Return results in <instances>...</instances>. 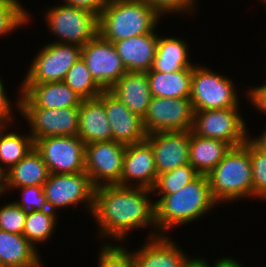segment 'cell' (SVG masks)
Returning <instances> with one entry per match:
<instances>
[{
    "instance_id": "43",
    "label": "cell",
    "mask_w": 266,
    "mask_h": 267,
    "mask_svg": "<svg viewBox=\"0 0 266 267\" xmlns=\"http://www.w3.org/2000/svg\"><path fill=\"white\" fill-rule=\"evenodd\" d=\"M259 149L266 153V129L259 137L249 138Z\"/></svg>"
},
{
    "instance_id": "1",
    "label": "cell",
    "mask_w": 266,
    "mask_h": 267,
    "mask_svg": "<svg viewBox=\"0 0 266 267\" xmlns=\"http://www.w3.org/2000/svg\"><path fill=\"white\" fill-rule=\"evenodd\" d=\"M150 195L152 190L142 187L117 184L95 187L91 213L100 236L121 242L136 228L154 226L156 230L155 203Z\"/></svg>"
},
{
    "instance_id": "35",
    "label": "cell",
    "mask_w": 266,
    "mask_h": 267,
    "mask_svg": "<svg viewBox=\"0 0 266 267\" xmlns=\"http://www.w3.org/2000/svg\"><path fill=\"white\" fill-rule=\"evenodd\" d=\"M27 211L15 202L0 207V229L23 235Z\"/></svg>"
},
{
    "instance_id": "20",
    "label": "cell",
    "mask_w": 266,
    "mask_h": 267,
    "mask_svg": "<svg viewBox=\"0 0 266 267\" xmlns=\"http://www.w3.org/2000/svg\"><path fill=\"white\" fill-rule=\"evenodd\" d=\"M158 39V34L153 32L114 43L128 72H147L152 69Z\"/></svg>"
},
{
    "instance_id": "34",
    "label": "cell",
    "mask_w": 266,
    "mask_h": 267,
    "mask_svg": "<svg viewBox=\"0 0 266 267\" xmlns=\"http://www.w3.org/2000/svg\"><path fill=\"white\" fill-rule=\"evenodd\" d=\"M98 267H135L132 253L122 247L121 244H104L100 248Z\"/></svg>"
},
{
    "instance_id": "30",
    "label": "cell",
    "mask_w": 266,
    "mask_h": 267,
    "mask_svg": "<svg viewBox=\"0 0 266 267\" xmlns=\"http://www.w3.org/2000/svg\"><path fill=\"white\" fill-rule=\"evenodd\" d=\"M63 82L82 99H93L103 92V89L92 78L82 57L71 66Z\"/></svg>"
},
{
    "instance_id": "38",
    "label": "cell",
    "mask_w": 266,
    "mask_h": 267,
    "mask_svg": "<svg viewBox=\"0 0 266 267\" xmlns=\"http://www.w3.org/2000/svg\"><path fill=\"white\" fill-rule=\"evenodd\" d=\"M64 4L94 13L97 17L110 0H63Z\"/></svg>"
},
{
    "instance_id": "2",
    "label": "cell",
    "mask_w": 266,
    "mask_h": 267,
    "mask_svg": "<svg viewBox=\"0 0 266 267\" xmlns=\"http://www.w3.org/2000/svg\"><path fill=\"white\" fill-rule=\"evenodd\" d=\"M159 196L154 202L157 232L149 238L165 236V231L199 219L218 204L212 196L207 175H199L176 193Z\"/></svg>"
},
{
    "instance_id": "25",
    "label": "cell",
    "mask_w": 266,
    "mask_h": 267,
    "mask_svg": "<svg viewBox=\"0 0 266 267\" xmlns=\"http://www.w3.org/2000/svg\"><path fill=\"white\" fill-rule=\"evenodd\" d=\"M146 73L153 97L190 98L193 67L170 73L155 70Z\"/></svg>"
},
{
    "instance_id": "15",
    "label": "cell",
    "mask_w": 266,
    "mask_h": 267,
    "mask_svg": "<svg viewBox=\"0 0 266 267\" xmlns=\"http://www.w3.org/2000/svg\"><path fill=\"white\" fill-rule=\"evenodd\" d=\"M98 97L103 101L113 141L128 145L146 140L143 118L132 113L110 90H103Z\"/></svg>"
},
{
    "instance_id": "42",
    "label": "cell",
    "mask_w": 266,
    "mask_h": 267,
    "mask_svg": "<svg viewBox=\"0 0 266 267\" xmlns=\"http://www.w3.org/2000/svg\"><path fill=\"white\" fill-rule=\"evenodd\" d=\"M9 188L8 170L0 168V195L4 194ZM4 192V193H3Z\"/></svg>"
},
{
    "instance_id": "44",
    "label": "cell",
    "mask_w": 266,
    "mask_h": 267,
    "mask_svg": "<svg viewBox=\"0 0 266 267\" xmlns=\"http://www.w3.org/2000/svg\"><path fill=\"white\" fill-rule=\"evenodd\" d=\"M208 264L204 258H191V261L186 267H208Z\"/></svg>"
},
{
    "instance_id": "6",
    "label": "cell",
    "mask_w": 266,
    "mask_h": 267,
    "mask_svg": "<svg viewBox=\"0 0 266 267\" xmlns=\"http://www.w3.org/2000/svg\"><path fill=\"white\" fill-rule=\"evenodd\" d=\"M45 13L48 29L59 40L54 43L76 44L82 47L98 34V17L92 12L63 3L49 8Z\"/></svg>"
},
{
    "instance_id": "39",
    "label": "cell",
    "mask_w": 266,
    "mask_h": 267,
    "mask_svg": "<svg viewBox=\"0 0 266 267\" xmlns=\"http://www.w3.org/2000/svg\"><path fill=\"white\" fill-rule=\"evenodd\" d=\"M1 79L0 77V126H8L10 123L12 124V119L14 121L11 109V105L13 104H11L10 99L6 95L5 87Z\"/></svg>"
},
{
    "instance_id": "29",
    "label": "cell",
    "mask_w": 266,
    "mask_h": 267,
    "mask_svg": "<svg viewBox=\"0 0 266 267\" xmlns=\"http://www.w3.org/2000/svg\"><path fill=\"white\" fill-rule=\"evenodd\" d=\"M57 225L56 212L48 209L28 211L23 236L37 249L38 243L47 242Z\"/></svg>"
},
{
    "instance_id": "7",
    "label": "cell",
    "mask_w": 266,
    "mask_h": 267,
    "mask_svg": "<svg viewBox=\"0 0 266 267\" xmlns=\"http://www.w3.org/2000/svg\"><path fill=\"white\" fill-rule=\"evenodd\" d=\"M239 107L194 111L191 131L201 137L222 140L231 147L243 145L250 136Z\"/></svg>"
},
{
    "instance_id": "14",
    "label": "cell",
    "mask_w": 266,
    "mask_h": 267,
    "mask_svg": "<svg viewBox=\"0 0 266 267\" xmlns=\"http://www.w3.org/2000/svg\"><path fill=\"white\" fill-rule=\"evenodd\" d=\"M81 57L103 90H109L127 72L114 43L99 34L82 46Z\"/></svg>"
},
{
    "instance_id": "17",
    "label": "cell",
    "mask_w": 266,
    "mask_h": 267,
    "mask_svg": "<svg viewBox=\"0 0 266 267\" xmlns=\"http://www.w3.org/2000/svg\"><path fill=\"white\" fill-rule=\"evenodd\" d=\"M156 179L157 168L150 143L144 140L126 145L122 175L117 185L152 189Z\"/></svg>"
},
{
    "instance_id": "18",
    "label": "cell",
    "mask_w": 266,
    "mask_h": 267,
    "mask_svg": "<svg viewBox=\"0 0 266 267\" xmlns=\"http://www.w3.org/2000/svg\"><path fill=\"white\" fill-rule=\"evenodd\" d=\"M19 108H68L80 107L83 99L67 84L47 82L21 84Z\"/></svg>"
},
{
    "instance_id": "24",
    "label": "cell",
    "mask_w": 266,
    "mask_h": 267,
    "mask_svg": "<svg viewBox=\"0 0 266 267\" xmlns=\"http://www.w3.org/2000/svg\"><path fill=\"white\" fill-rule=\"evenodd\" d=\"M230 148L222 140L201 137L191 131L189 163L200 175H208Z\"/></svg>"
},
{
    "instance_id": "13",
    "label": "cell",
    "mask_w": 266,
    "mask_h": 267,
    "mask_svg": "<svg viewBox=\"0 0 266 267\" xmlns=\"http://www.w3.org/2000/svg\"><path fill=\"white\" fill-rule=\"evenodd\" d=\"M16 107L30 126L33 140L50 136H76L79 128V107L68 108H19Z\"/></svg>"
},
{
    "instance_id": "19",
    "label": "cell",
    "mask_w": 266,
    "mask_h": 267,
    "mask_svg": "<svg viewBox=\"0 0 266 267\" xmlns=\"http://www.w3.org/2000/svg\"><path fill=\"white\" fill-rule=\"evenodd\" d=\"M167 235L148 238L141 248L131 251L135 267H186L190 258Z\"/></svg>"
},
{
    "instance_id": "32",
    "label": "cell",
    "mask_w": 266,
    "mask_h": 267,
    "mask_svg": "<svg viewBox=\"0 0 266 267\" xmlns=\"http://www.w3.org/2000/svg\"><path fill=\"white\" fill-rule=\"evenodd\" d=\"M29 19V12L27 13L18 0H0V36L27 24Z\"/></svg>"
},
{
    "instance_id": "3",
    "label": "cell",
    "mask_w": 266,
    "mask_h": 267,
    "mask_svg": "<svg viewBox=\"0 0 266 267\" xmlns=\"http://www.w3.org/2000/svg\"><path fill=\"white\" fill-rule=\"evenodd\" d=\"M161 17L145 0H110L98 17V34L115 43L153 33Z\"/></svg>"
},
{
    "instance_id": "12",
    "label": "cell",
    "mask_w": 266,
    "mask_h": 267,
    "mask_svg": "<svg viewBox=\"0 0 266 267\" xmlns=\"http://www.w3.org/2000/svg\"><path fill=\"white\" fill-rule=\"evenodd\" d=\"M194 109L190 98L151 97L143 118L147 134L191 130Z\"/></svg>"
},
{
    "instance_id": "16",
    "label": "cell",
    "mask_w": 266,
    "mask_h": 267,
    "mask_svg": "<svg viewBox=\"0 0 266 267\" xmlns=\"http://www.w3.org/2000/svg\"><path fill=\"white\" fill-rule=\"evenodd\" d=\"M191 130L166 131L148 134L155 157L157 175L189 163Z\"/></svg>"
},
{
    "instance_id": "37",
    "label": "cell",
    "mask_w": 266,
    "mask_h": 267,
    "mask_svg": "<svg viewBox=\"0 0 266 267\" xmlns=\"http://www.w3.org/2000/svg\"><path fill=\"white\" fill-rule=\"evenodd\" d=\"M147 3H149L161 16L166 13L172 14H183L186 12V14H189L195 10L193 8L196 6L195 2L196 0H145Z\"/></svg>"
},
{
    "instance_id": "28",
    "label": "cell",
    "mask_w": 266,
    "mask_h": 267,
    "mask_svg": "<svg viewBox=\"0 0 266 267\" xmlns=\"http://www.w3.org/2000/svg\"><path fill=\"white\" fill-rule=\"evenodd\" d=\"M6 127L0 126V168L9 170L34 149V140L29 133H6Z\"/></svg>"
},
{
    "instance_id": "23",
    "label": "cell",
    "mask_w": 266,
    "mask_h": 267,
    "mask_svg": "<svg viewBox=\"0 0 266 267\" xmlns=\"http://www.w3.org/2000/svg\"><path fill=\"white\" fill-rule=\"evenodd\" d=\"M39 255L23 235L0 229V263L3 267H42Z\"/></svg>"
},
{
    "instance_id": "31",
    "label": "cell",
    "mask_w": 266,
    "mask_h": 267,
    "mask_svg": "<svg viewBox=\"0 0 266 267\" xmlns=\"http://www.w3.org/2000/svg\"><path fill=\"white\" fill-rule=\"evenodd\" d=\"M200 174L190 165L185 164L174 170L157 175L153 194L168 195L181 190L184 186L195 180Z\"/></svg>"
},
{
    "instance_id": "40",
    "label": "cell",
    "mask_w": 266,
    "mask_h": 267,
    "mask_svg": "<svg viewBox=\"0 0 266 267\" xmlns=\"http://www.w3.org/2000/svg\"><path fill=\"white\" fill-rule=\"evenodd\" d=\"M246 96L258 111L266 114V83L250 88Z\"/></svg>"
},
{
    "instance_id": "11",
    "label": "cell",
    "mask_w": 266,
    "mask_h": 267,
    "mask_svg": "<svg viewBox=\"0 0 266 267\" xmlns=\"http://www.w3.org/2000/svg\"><path fill=\"white\" fill-rule=\"evenodd\" d=\"M125 151L126 145L113 140L85 145V172L95 187L120 182Z\"/></svg>"
},
{
    "instance_id": "22",
    "label": "cell",
    "mask_w": 266,
    "mask_h": 267,
    "mask_svg": "<svg viewBox=\"0 0 266 267\" xmlns=\"http://www.w3.org/2000/svg\"><path fill=\"white\" fill-rule=\"evenodd\" d=\"M128 109L144 118L151 100L146 72H126L110 89Z\"/></svg>"
},
{
    "instance_id": "5",
    "label": "cell",
    "mask_w": 266,
    "mask_h": 267,
    "mask_svg": "<svg viewBox=\"0 0 266 267\" xmlns=\"http://www.w3.org/2000/svg\"><path fill=\"white\" fill-rule=\"evenodd\" d=\"M190 100L194 111H202L238 107L240 98L230 78L195 64Z\"/></svg>"
},
{
    "instance_id": "26",
    "label": "cell",
    "mask_w": 266,
    "mask_h": 267,
    "mask_svg": "<svg viewBox=\"0 0 266 267\" xmlns=\"http://www.w3.org/2000/svg\"><path fill=\"white\" fill-rule=\"evenodd\" d=\"M187 44L184 39L163 36L161 38L160 35L151 70L170 73L193 67L194 63L191 64L190 59L188 60Z\"/></svg>"
},
{
    "instance_id": "41",
    "label": "cell",
    "mask_w": 266,
    "mask_h": 267,
    "mask_svg": "<svg viewBox=\"0 0 266 267\" xmlns=\"http://www.w3.org/2000/svg\"><path fill=\"white\" fill-rule=\"evenodd\" d=\"M208 267H211L208 265ZM212 267H243L236 259L230 257H223L218 259L217 262L214 263Z\"/></svg>"
},
{
    "instance_id": "8",
    "label": "cell",
    "mask_w": 266,
    "mask_h": 267,
    "mask_svg": "<svg viewBox=\"0 0 266 267\" xmlns=\"http://www.w3.org/2000/svg\"><path fill=\"white\" fill-rule=\"evenodd\" d=\"M82 47L76 44L49 43L36 54L21 84L62 82L71 66L81 58Z\"/></svg>"
},
{
    "instance_id": "21",
    "label": "cell",
    "mask_w": 266,
    "mask_h": 267,
    "mask_svg": "<svg viewBox=\"0 0 266 267\" xmlns=\"http://www.w3.org/2000/svg\"><path fill=\"white\" fill-rule=\"evenodd\" d=\"M86 144L113 140L103 101L99 98L83 99L79 107L78 134Z\"/></svg>"
},
{
    "instance_id": "10",
    "label": "cell",
    "mask_w": 266,
    "mask_h": 267,
    "mask_svg": "<svg viewBox=\"0 0 266 267\" xmlns=\"http://www.w3.org/2000/svg\"><path fill=\"white\" fill-rule=\"evenodd\" d=\"M43 192L48 208L54 212L61 207H76L81 202L92 212L95 186L86 172L50 174L43 185Z\"/></svg>"
},
{
    "instance_id": "27",
    "label": "cell",
    "mask_w": 266,
    "mask_h": 267,
    "mask_svg": "<svg viewBox=\"0 0 266 267\" xmlns=\"http://www.w3.org/2000/svg\"><path fill=\"white\" fill-rule=\"evenodd\" d=\"M50 176L48 166L35 148L8 170L9 188L43 186Z\"/></svg>"
},
{
    "instance_id": "4",
    "label": "cell",
    "mask_w": 266,
    "mask_h": 267,
    "mask_svg": "<svg viewBox=\"0 0 266 267\" xmlns=\"http://www.w3.org/2000/svg\"><path fill=\"white\" fill-rule=\"evenodd\" d=\"M250 139L231 147L222 161L207 175L213 198L218 204L253 197Z\"/></svg>"
},
{
    "instance_id": "9",
    "label": "cell",
    "mask_w": 266,
    "mask_h": 267,
    "mask_svg": "<svg viewBox=\"0 0 266 267\" xmlns=\"http://www.w3.org/2000/svg\"><path fill=\"white\" fill-rule=\"evenodd\" d=\"M50 174L85 172V143L79 136H50L34 141Z\"/></svg>"
},
{
    "instance_id": "33",
    "label": "cell",
    "mask_w": 266,
    "mask_h": 267,
    "mask_svg": "<svg viewBox=\"0 0 266 267\" xmlns=\"http://www.w3.org/2000/svg\"><path fill=\"white\" fill-rule=\"evenodd\" d=\"M253 197L266 200V153L250 140Z\"/></svg>"
},
{
    "instance_id": "36",
    "label": "cell",
    "mask_w": 266,
    "mask_h": 267,
    "mask_svg": "<svg viewBox=\"0 0 266 267\" xmlns=\"http://www.w3.org/2000/svg\"><path fill=\"white\" fill-rule=\"evenodd\" d=\"M21 190V200L14 201L23 210L28 211H43L48 209L43 186H28L16 188Z\"/></svg>"
}]
</instances>
